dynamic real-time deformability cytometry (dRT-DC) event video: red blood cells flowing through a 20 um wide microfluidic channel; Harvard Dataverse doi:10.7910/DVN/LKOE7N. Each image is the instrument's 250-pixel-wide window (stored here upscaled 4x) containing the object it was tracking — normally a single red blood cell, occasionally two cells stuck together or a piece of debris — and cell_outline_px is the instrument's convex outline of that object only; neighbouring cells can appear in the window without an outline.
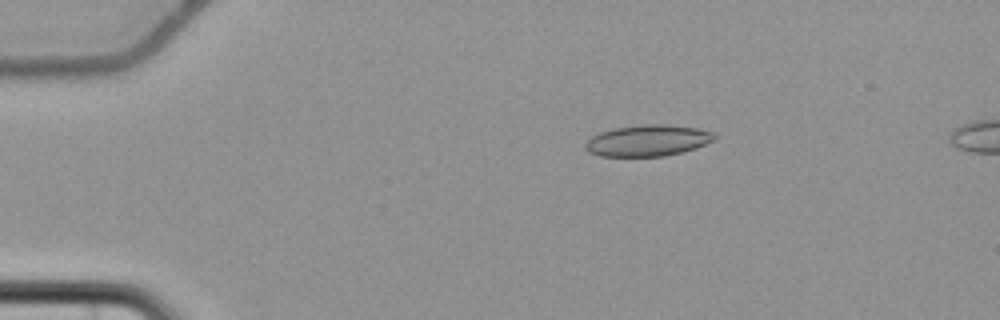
{"species": "common noctule bat (a hibernating species)", "species_latin": "Nyctalus noctula", "temperature_condition": "cold", "stored_images_in_passage": 5, "camera_frame_rate_fps": 3000, "um_per_image_px": 0.085, "animal": {"sex": "female", "body_mass_g": 22.7, "forearm_length_mm": 54.2}, "frame": {"image": 1, "passage_image": 5, "time_ms": 6.333, "image_size_px": [1000, 320], "cell_outline_px": [[716, 140], [696, 148], [664, 156], [600, 156], [588, 152], [584, 148], [584, 144], [592, 136], [600, 132], [616, 128], [640, 124], [668, 124], [696, 128], [716, 132]], "centroid_in_image_um": [55.08, 11.94], "position_along_channel_um": 29.9, "area_um2": 23.7}}